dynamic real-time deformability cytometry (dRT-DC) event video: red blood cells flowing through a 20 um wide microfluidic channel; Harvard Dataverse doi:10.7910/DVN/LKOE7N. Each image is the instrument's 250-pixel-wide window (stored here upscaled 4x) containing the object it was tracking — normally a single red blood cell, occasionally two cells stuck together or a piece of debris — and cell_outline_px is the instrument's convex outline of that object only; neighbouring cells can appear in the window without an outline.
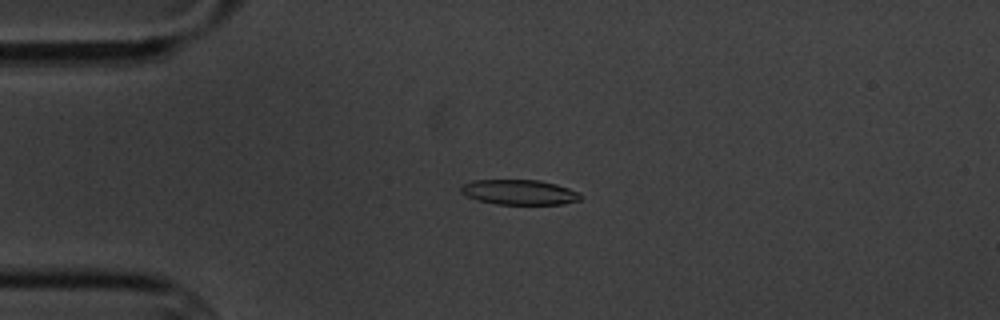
{"species": "common noctule bat (a hibernating species)", "species_latin": "Nyctalus noctula", "temperature_condition": "cold", "stored_images_in_passage": 5, "camera_frame_rate_fps": 3000, "um_per_image_px": 0.085, "animal": {"sex": "male", "body_mass_g": 20.1, "forearm_length_mm": 53.5}, "frame": {"image": 1, "passage_image": 4, "time_ms": 3.667, "image_size_px": [1000, 320], "cell_outline_px": [[580, 200], [564, 204], [496, 204], [476, 200], [460, 192], [460, 184], [472, 180], [540, 180], [556, 184], [580, 192]], "centroid_in_image_um": [44.11, 16.33], "position_along_channel_um": 40.9, "area_um2": 17.57}}